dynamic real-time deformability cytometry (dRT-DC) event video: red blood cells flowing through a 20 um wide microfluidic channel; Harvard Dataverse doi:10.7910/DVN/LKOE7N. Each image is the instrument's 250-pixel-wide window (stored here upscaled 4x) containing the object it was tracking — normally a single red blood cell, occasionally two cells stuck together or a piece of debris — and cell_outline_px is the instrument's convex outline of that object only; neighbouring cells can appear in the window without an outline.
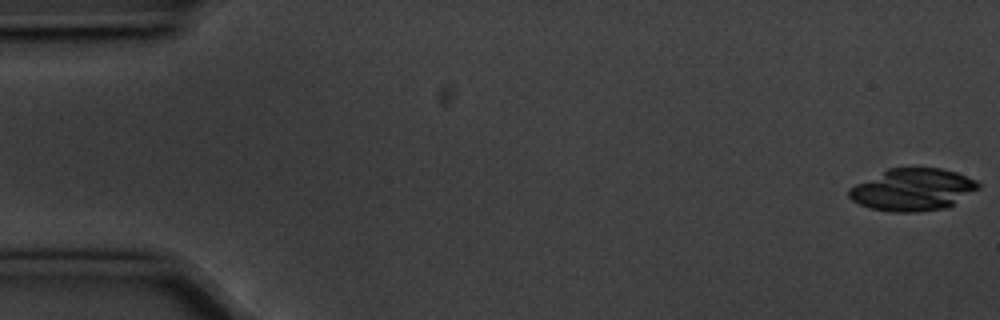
{"species": "common noctule bat (a hibernating species)", "species_latin": "Nyctalus noctula", "temperature_condition": "cold", "stored_images_in_passage": 31, "camera_frame_rate_fps": 3000, "um_per_image_px": 0.085, "animal": {"sex": "male", "body_mass_g": 20.1, "forearm_length_mm": 53.5}, "frame": {"image": 1, "passage_image": 1, "time_ms": 0.0, "image_size_px": [1000, 320], "cell_outline_px": [[980, 188], [948, 208], [916, 212], [892, 212], [872, 208], [860, 204], [852, 200], [848, 196], [848, 188], [888, 168], [940, 168], [956, 172], [976, 180], [980, 184]], "centroid_in_image_um": [77.6, 16.12], "position_along_channel_um": 7.4, "area_um2": 31.79}}